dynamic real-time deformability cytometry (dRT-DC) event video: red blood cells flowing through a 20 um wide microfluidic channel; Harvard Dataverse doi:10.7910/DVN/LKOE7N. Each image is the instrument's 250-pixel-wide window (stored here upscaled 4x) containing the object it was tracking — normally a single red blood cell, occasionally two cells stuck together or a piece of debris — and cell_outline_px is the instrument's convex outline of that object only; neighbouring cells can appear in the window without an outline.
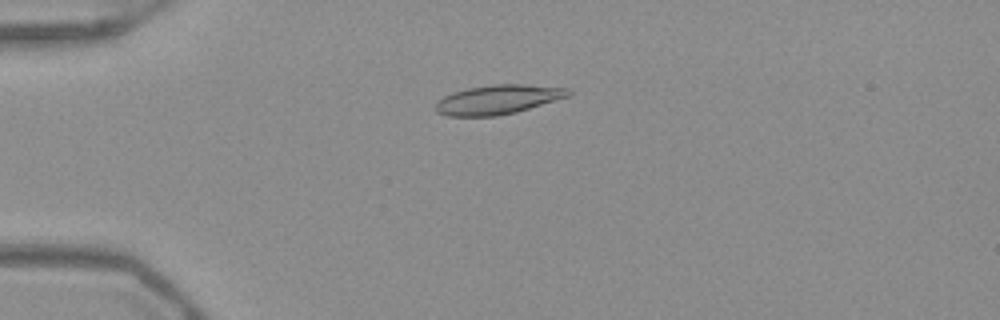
{"species": "Egyptian fruit bat (a non-hibernating species)", "species_latin": "Rousettus aegyptiacus", "temperature_condition": "warm", "stored_images_in_passage": 53, "camera_frame_rate_fps": 3000, "um_per_image_px": 0.085, "frame": {"image": 1, "passage_image": 14, "time_ms": 4.333, "image_size_px": [1000, 320], "cell_outline_px": [[572, 96], [516, 112], [496, 116], [448, 116], [436, 112], [436, 100], [452, 92], [468, 88], [492, 84], [524, 84], [572, 88]], "centroid_in_image_um": [42.38, 8.45], "position_along_channel_um": 42.6, "area_um2": 23.0}}
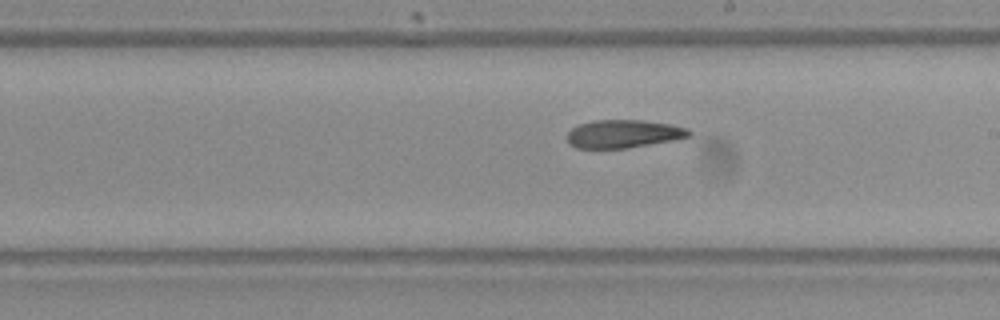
{"frame": {"image": 2, "passage_image": 31, "time_ms": 10.0, "image_size_px": [1000, 320], "cell_outline_px": [[692, 136], [672, 140], [628, 148], [576, 148], [568, 144], [568, 132], [572, 128], [580, 124], [592, 120], [640, 120], [668, 124], [688, 128], [692, 132]], "centroid_in_image_um": [52.99, 11.38], "position_along_channel_um": 236.0, "area_um2": 19.88}}
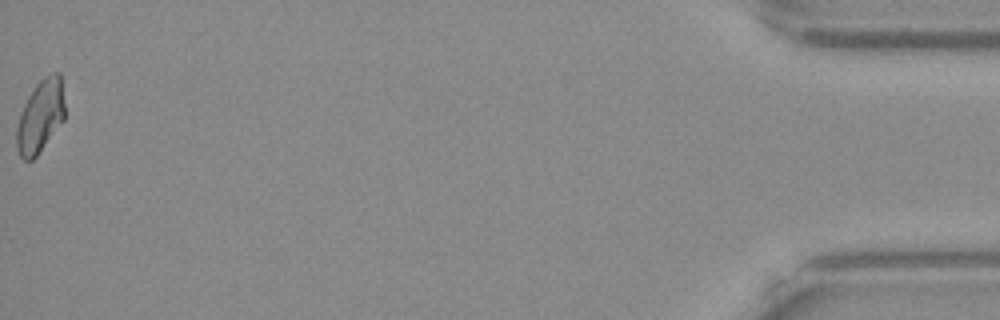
{"frame": {"image": 3, "passage_image": 53, "time_ms": 17.333, "image_size_px": [1000, 320], "cell_outline_px": [[64, 120], [36, 156], [32, 160], [24, 160], [20, 156], [16, 148], [16, 128], [20, 112], [28, 96], [36, 84], [44, 76], [52, 72], [60, 72], [64, 104]], "centroid_in_image_um": [3.42, 9.87], "position_along_channel_um": 431.8, "area_um2": 20.4}, "authors_computed_cell_mechanics": {"area_um2": 21.097, "velocity_mm_per_s": 3.9343, "shape_relaxation_time_tau1_ms": null, "shape_relaxation_time_tau2_ms": 6.6346, "deformation_change_tau1": null, "deformation_change_tau2": 0.1386}}